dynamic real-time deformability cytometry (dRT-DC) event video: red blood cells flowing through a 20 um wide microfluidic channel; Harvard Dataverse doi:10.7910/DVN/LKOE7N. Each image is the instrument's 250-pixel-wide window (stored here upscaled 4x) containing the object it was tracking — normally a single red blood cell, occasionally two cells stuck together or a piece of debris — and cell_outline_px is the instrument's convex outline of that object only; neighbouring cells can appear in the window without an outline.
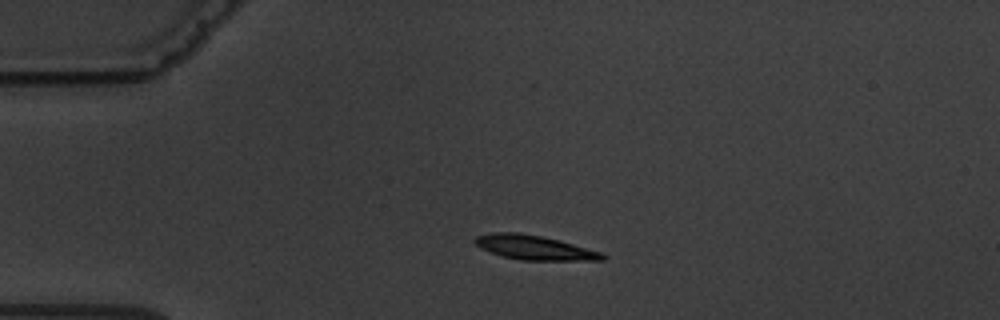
{"species": "common noctule bat (a hibernating species)", "species_latin": "Nyctalus noctula", "temperature_condition": "warm", "stored_images_in_passage": 2, "camera_frame_rate_fps": 3000, "um_per_image_px": 0.085, "animal": {"sex": "male", "body_mass_g": 19.5, "forearm_length_mm": 54.6}, "frame": {"image": 1, "passage_image": 2, "time_ms": 1.667, "image_size_px": [1000, 320], "cell_outline_px": [[608, 256], [604, 260], [520, 260], [504, 256], [480, 248], [472, 240], [476, 236], [492, 232], [520, 232], [560, 240], [600, 252]], "centroid_in_image_um": [45.4, 21.03], "position_along_channel_um": 39.6, "area_um2": 18.03}}